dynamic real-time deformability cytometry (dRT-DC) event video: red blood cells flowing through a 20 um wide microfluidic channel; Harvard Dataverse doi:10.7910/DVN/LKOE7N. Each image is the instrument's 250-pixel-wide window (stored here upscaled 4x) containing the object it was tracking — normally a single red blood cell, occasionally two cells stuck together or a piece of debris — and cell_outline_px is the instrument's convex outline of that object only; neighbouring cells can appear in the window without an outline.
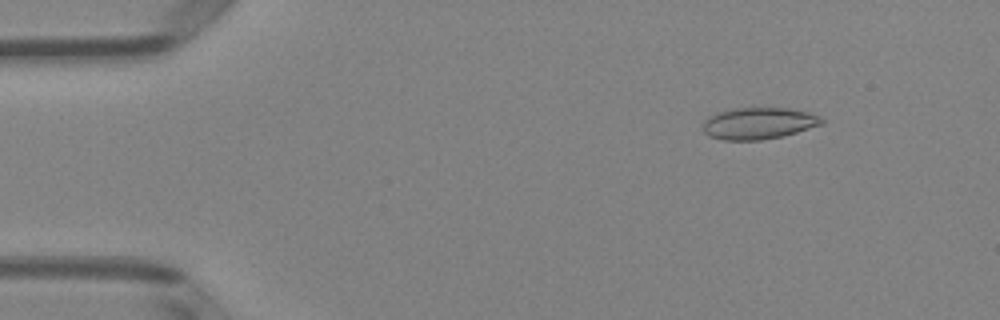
{"species": "Egyptian fruit bat (a non-hibernating species)", "species_latin": "Rousettus aegyptiacus", "temperature_condition": "room temperature", "stored_images_in_passage": 50, "camera_frame_rate_fps": 3000, "um_per_image_px": 0.085, "animal": {"sex": "female"}, "frame": {"image": 1, "passage_image": 6, "time_ms": 1.667, "image_size_px": [1000, 320], "cell_outline_px": [[824, 120], [820, 124], [784, 136], [760, 140], [724, 140], [708, 136], [704, 132], [704, 120], [708, 116], [716, 112], [736, 108], [788, 108], [808, 112], [820, 116]], "centroid_in_image_um": [64.44, 10.48], "position_along_channel_um": 20.6, "area_um2": 21.85}}
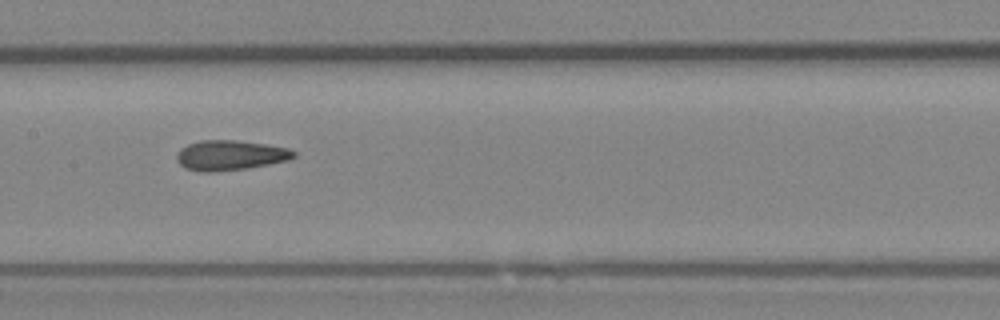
{"frame": {"image": 2, "passage_image": 25, "time_ms": 8.0, "image_size_px": [1000, 320], "cell_outline_px": [[296, 156], [288, 160], [248, 168], [212, 172], [200, 172], [184, 168], [176, 160], [176, 156], [180, 148], [188, 144], [200, 140], [236, 140], [264, 144], [288, 148], [296, 152]], "centroid_in_image_um": [19.53, 13.2], "position_along_channel_um": 187.9, "area_um2": 20.52}}
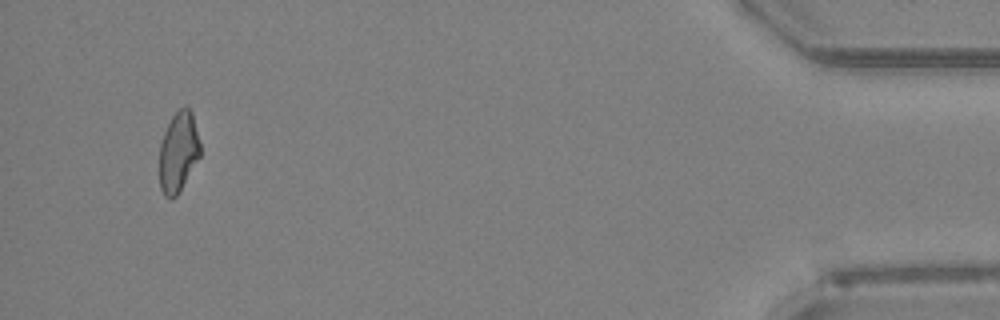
{"frame": {"image": 3, "passage_image": 48, "time_ms": 15.667, "image_size_px": [1000, 320], "cell_outline_px": [[200, 156], [176, 196], [172, 200], [164, 196], [160, 188], [160, 144], [164, 132], [172, 116], [180, 108], [188, 108], [192, 112], [200, 144]], "centroid_in_image_um": [15.15, 12.93], "position_along_channel_um": 420.0, "area_um2": 18.79}, "authors_computed_cell_mechanics": {"area_um2": 20.4612, "velocity_mm_per_s": 4.01, "shape_relaxation_time_tau1_ms": null, "shape_relaxation_time_tau2_ms": 2.198, "deformation_change_tau1": null, "deformation_change_tau2": 0.0891}}